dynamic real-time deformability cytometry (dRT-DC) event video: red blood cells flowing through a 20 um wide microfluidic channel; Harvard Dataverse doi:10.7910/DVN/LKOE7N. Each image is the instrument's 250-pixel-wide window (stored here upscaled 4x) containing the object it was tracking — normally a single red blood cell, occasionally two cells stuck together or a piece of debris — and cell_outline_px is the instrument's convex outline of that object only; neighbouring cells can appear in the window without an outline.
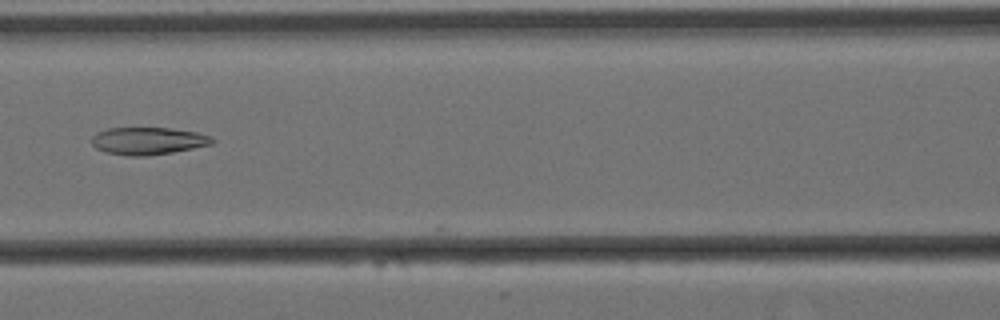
{"species": "Egyptian fruit bat (a non-hibernating species)", "species_latin": "Rousettus aegyptiacus", "temperature_condition": "cold", "stored_images_in_passage": 9, "camera_frame_rate_fps": 3000, "um_per_image_px": 0.085, "animal": {"sex": "female"}, "frame": {"image": 1, "passage_image": 7, "time_ms": 2.0, "image_size_px": [1000, 320], "cell_outline_px": [[216, 140], [212, 144], [172, 152], [148, 156], [128, 156], [104, 152], [96, 148], [92, 144], [92, 136], [96, 132], [108, 128], [172, 128], [196, 132], [212, 136]], "centroid_in_image_um": [12.58, 11.97], "position_along_channel_um": 154.0, "area_um2": 19.36}}
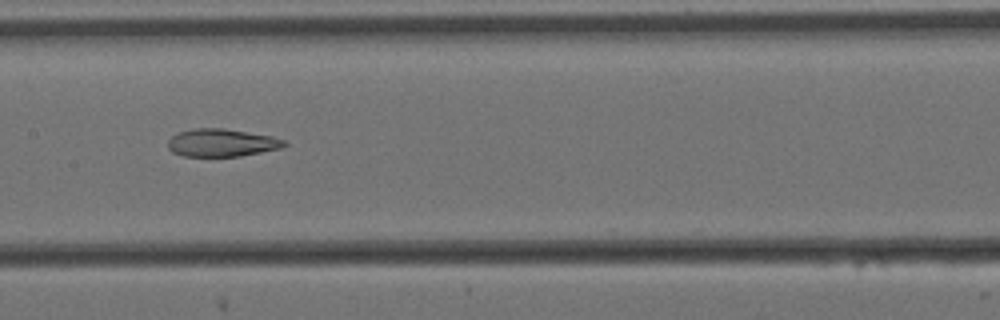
{"frame": {"image": 2, "passage_image": 8, "time_ms": 2.333, "image_size_px": [1000, 320], "cell_outline_px": [[288, 144], [280, 148], [240, 156], [184, 156], [172, 152], [168, 148], [168, 140], [172, 136], [180, 132], [192, 128], [224, 128], [272, 136], [284, 140]], "centroid_in_image_um": [18.83, 12.13], "position_along_channel_um": 188.6, "area_um2": 18.73}}
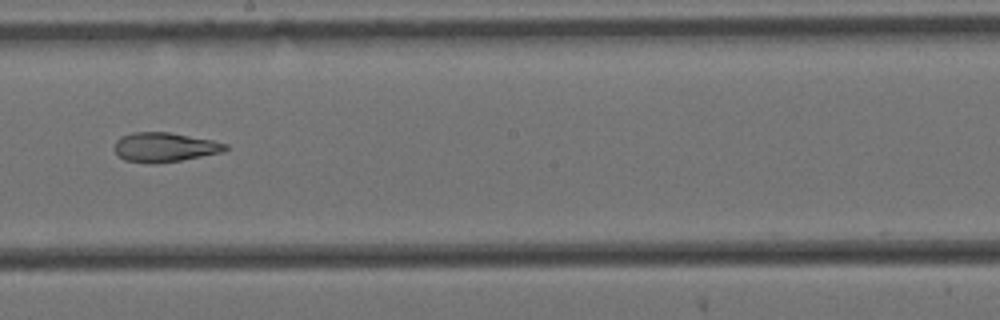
{"frame": {"image": 3, "passage_image": 9, "time_ms": 2.667, "image_size_px": [1000, 320], "cell_outline_px": [[228, 148], [224, 152], [180, 160], [148, 164], [124, 160], [116, 156], [112, 148], [116, 140], [120, 136], [132, 132], [168, 132], [212, 140], [228, 144]], "centroid_in_image_um": [13.92, 12.51], "position_along_channel_um": 234.3, "area_um2": 19.25}}